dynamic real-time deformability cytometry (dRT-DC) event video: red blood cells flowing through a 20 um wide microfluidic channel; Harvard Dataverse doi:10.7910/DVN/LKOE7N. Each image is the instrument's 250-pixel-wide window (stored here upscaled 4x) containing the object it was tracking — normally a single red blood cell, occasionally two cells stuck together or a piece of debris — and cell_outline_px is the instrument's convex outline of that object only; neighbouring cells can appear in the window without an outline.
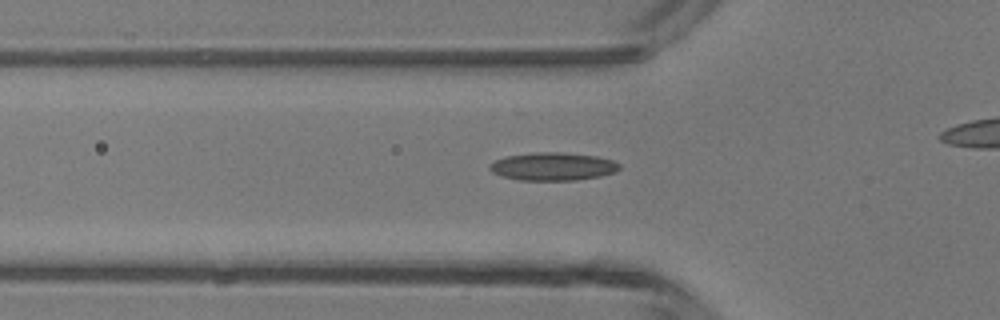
{"species": "common noctule bat (a hibernating species)", "species_latin": "Nyctalus noctula", "temperature_condition": "room temperature", "stored_images_in_passage": 34, "camera_frame_rate_fps": 3000, "um_per_image_px": 0.085, "animal": {"sex": "male", "body_mass_g": 13.3}, "frame": {"image": 1, "passage_image": 12, "time_ms": 3.667, "image_size_px": [1000, 320], "cell_outline_px": [[620, 168], [616, 172], [600, 176], [576, 180], [520, 180], [500, 176], [492, 172], [488, 168], [488, 164], [496, 160], [508, 156], [532, 152], [564, 152], [596, 156], [612, 160], [620, 164]], "centroid_in_image_um": [46.98, 14.15], "position_along_channel_um": 78.8, "area_um2": 21.27}}
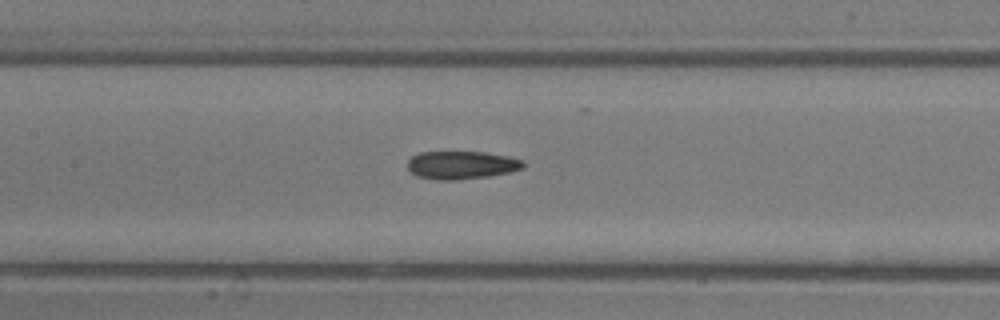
{"frame": {"image": 2, "passage_image": 18, "time_ms": 5.667, "image_size_px": [1000, 320], "cell_outline_px": [[524, 168], [508, 172], [488, 176], [456, 180], [440, 180], [416, 176], [408, 168], [408, 160], [412, 156], [420, 152], [484, 152], [508, 156], [524, 160]], "centroid_in_image_um": [39.23, 14.02], "position_along_channel_um": 168.2, "area_um2": 18.84}}
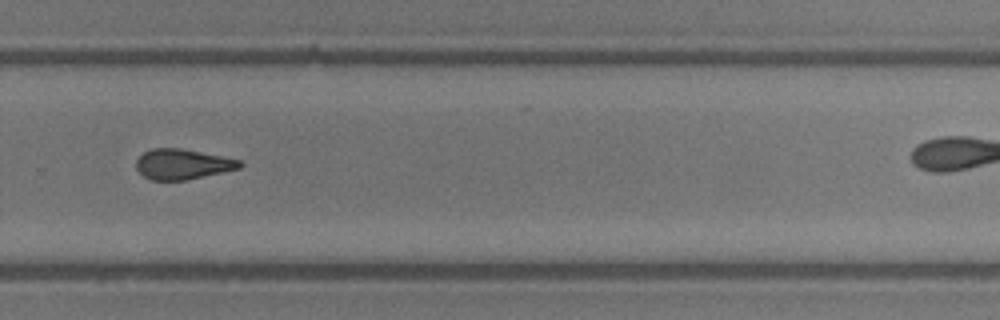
{"frame": {"image": 3, "passage_image": 28, "time_ms": 9.0, "image_size_px": [1000, 320], "cell_outline_px": [[244, 164], [240, 168], [184, 180], [152, 180], [144, 176], [136, 168], [136, 160], [144, 152], [152, 148], [180, 148], [240, 160]], "centroid_in_image_um": [15.49, 13.95], "position_along_channel_um": 314.3, "area_um2": 17.98}}